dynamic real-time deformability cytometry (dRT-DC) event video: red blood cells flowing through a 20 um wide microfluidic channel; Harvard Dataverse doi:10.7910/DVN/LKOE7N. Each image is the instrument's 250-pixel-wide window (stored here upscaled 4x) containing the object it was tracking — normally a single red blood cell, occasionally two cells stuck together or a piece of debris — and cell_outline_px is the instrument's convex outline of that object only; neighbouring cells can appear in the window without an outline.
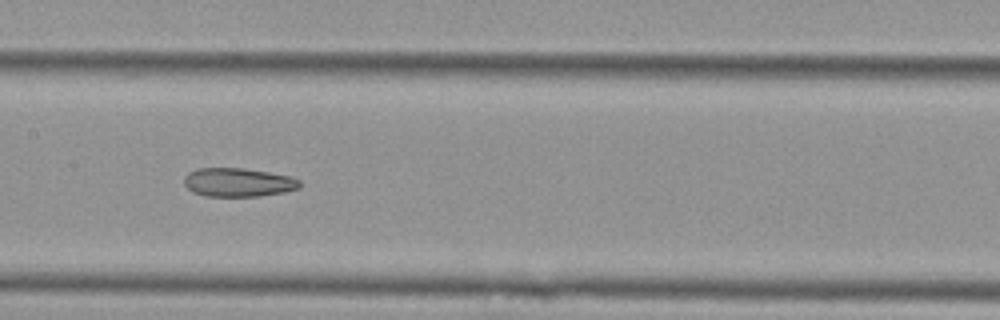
{"species": "Egyptian fruit bat (a non-hibernating species)", "species_latin": "Rousettus aegyptiacus", "temperature_condition": "cold", "stored_images_in_passage": 12, "camera_frame_rate_fps": 3000, "um_per_image_px": 0.085, "animal": {"sex": "female"}, "frame": {"image": 1, "passage_image": 6, "time_ms": 1.667, "image_size_px": [1000, 320], "cell_outline_px": [[300, 188], [284, 192], [260, 196], [204, 196], [192, 192], [184, 184], [184, 176], [188, 172], [196, 168], [244, 168], [292, 176], [300, 180]], "centroid_in_image_um": [20.24, 15.49], "position_along_channel_um": 187.2, "area_um2": 19.54}}
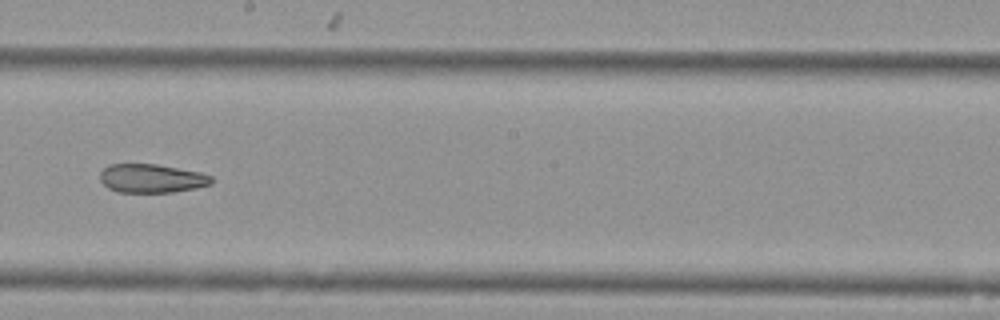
{"frame": {"image": 2, "passage_image": 7, "time_ms": 2.0, "image_size_px": [1000, 320], "cell_outline_px": [[212, 184], [196, 188], [172, 192], [116, 192], [108, 188], [100, 180], [100, 172], [108, 164], [156, 164], [200, 172], [212, 176]], "centroid_in_image_um": [12.88, 15.16], "position_along_channel_um": 235.3, "area_um2": 18.67}}